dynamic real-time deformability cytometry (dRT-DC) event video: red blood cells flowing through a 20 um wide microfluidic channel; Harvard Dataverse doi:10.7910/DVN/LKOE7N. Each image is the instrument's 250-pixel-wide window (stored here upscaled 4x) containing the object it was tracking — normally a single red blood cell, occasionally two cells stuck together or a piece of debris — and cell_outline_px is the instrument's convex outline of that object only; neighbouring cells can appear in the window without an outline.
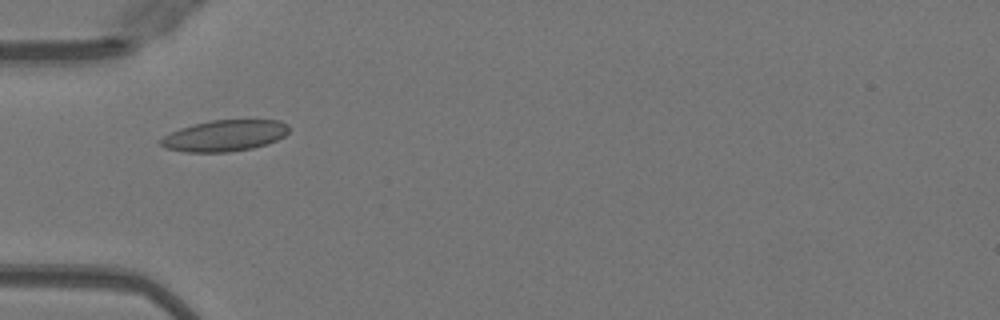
{"species": "Egyptian fruit bat (a non-hibernating species)", "species_latin": "Rousettus aegyptiacus", "temperature_condition": "warm", "stored_images_in_passage": 5, "camera_frame_rate_fps": 3000, "um_per_image_px": 0.085, "animal": {"sex": "female"}, "frame": {"image": 1, "passage_image": 1, "time_ms": 0.0, "image_size_px": [1000, 320], "cell_outline_px": [[288, 132], [284, 136], [268, 144], [252, 148], [228, 152], [184, 152], [164, 148], [156, 140], [180, 128], [192, 124], [212, 120], [280, 120], [288, 124]], "centroid_in_image_um": [19.06, 11.53], "position_along_channel_um": 65.9, "area_um2": 23.47}}
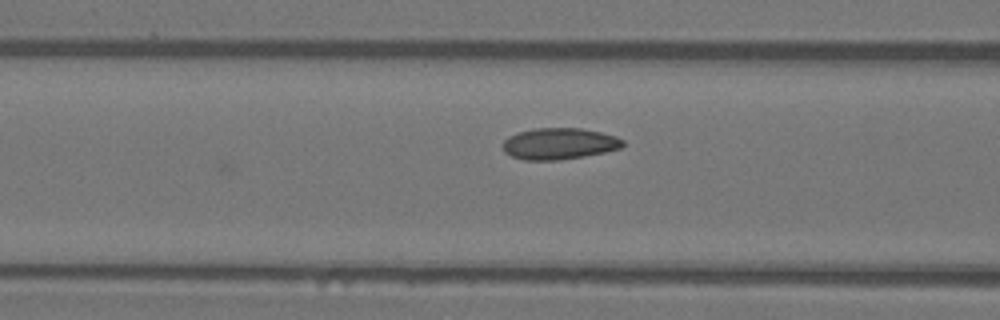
{"frame": {"image": 2, "passage_image": 5, "time_ms": 1.333, "image_size_px": [1000, 320], "cell_outline_px": [[624, 144], [620, 148], [604, 152], [584, 156], [560, 160], [524, 160], [512, 156], [504, 152], [504, 140], [508, 136], [516, 132], [536, 128], [580, 128], [600, 132], [616, 136], [624, 140]], "centroid_in_image_um": [47.52, 12.21], "position_along_channel_um": 119.1, "area_um2": 21.96}}